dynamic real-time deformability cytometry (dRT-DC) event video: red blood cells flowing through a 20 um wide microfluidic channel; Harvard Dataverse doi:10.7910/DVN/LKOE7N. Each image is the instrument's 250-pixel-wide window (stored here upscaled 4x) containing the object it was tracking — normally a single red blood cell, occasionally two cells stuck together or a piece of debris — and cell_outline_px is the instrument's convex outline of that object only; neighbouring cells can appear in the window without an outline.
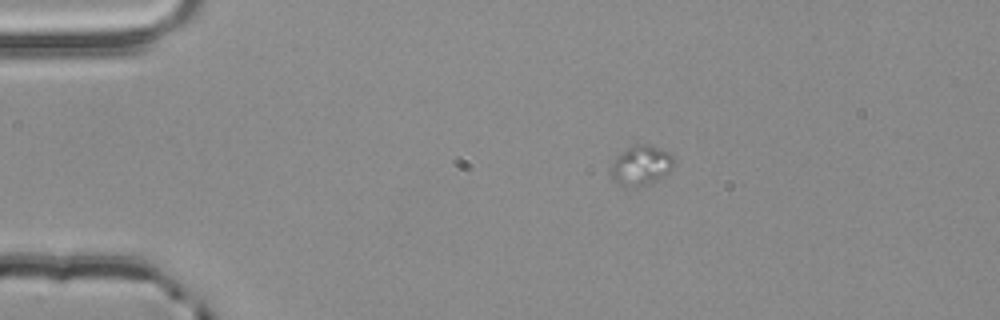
{"species": "common noctule bat (a hibernating species)", "species_latin": "Nyctalus noctula", "temperature_condition": "room temperature", "stored_images_in_passage": 12, "camera_frame_rate_fps": 3000, "um_per_image_px": 0.085, "animal": {"sex": "male", "body_mass_g": 20.4}, "frame": {"image": 1, "passage_image": 1, "time_ms": 0.0, "image_size_px": [1000, 320], "cell_outline_px": [[676, 164], [664, 176], [656, 180], [644, 184], [616, 184], [612, 176], [612, 164], [632, 144], [652, 144], [668, 152], [672, 156]], "centroid_in_image_um": [54.56, 14.01], "position_along_channel_um": 30.4, "area_um2": 13.99}}